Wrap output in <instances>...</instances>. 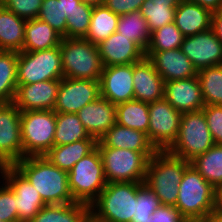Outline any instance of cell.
Returning a JSON list of instances; mask_svg holds the SVG:
<instances>
[{
	"mask_svg": "<svg viewBox=\"0 0 222 222\" xmlns=\"http://www.w3.org/2000/svg\"><path fill=\"white\" fill-rule=\"evenodd\" d=\"M14 166L38 191L46 205L75 202L69 189L68 172L56 167L44 156L24 157Z\"/></svg>",
	"mask_w": 222,
	"mask_h": 222,
	"instance_id": "cell-1",
	"label": "cell"
},
{
	"mask_svg": "<svg viewBox=\"0 0 222 222\" xmlns=\"http://www.w3.org/2000/svg\"><path fill=\"white\" fill-rule=\"evenodd\" d=\"M189 165V161L168 151H157L149 159L144 183L154 191L161 205H176L179 184Z\"/></svg>",
	"mask_w": 222,
	"mask_h": 222,
	"instance_id": "cell-2",
	"label": "cell"
},
{
	"mask_svg": "<svg viewBox=\"0 0 222 222\" xmlns=\"http://www.w3.org/2000/svg\"><path fill=\"white\" fill-rule=\"evenodd\" d=\"M138 182H112L90 205V215L101 222H131L135 214Z\"/></svg>",
	"mask_w": 222,
	"mask_h": 222,
	"instance_id": "cell-3",
	"label": "cell"
},
{
	"mask_svg": "<svg viewBox=\"0 0 222 222\" xmlns=\"http://www.w3.org/2000/svg\"><path fill=\"white\" fill-rule=\"evenodd\" d=\"M60 52L65 78L100 81L103 64L96 44L85 38H62Z\"/></svg>",
	"mask_w": 222,
	"mask_h": 222,
	"instance_id": "cell-4",
	"label": "cell"
},
{
	"mask_svg": "<svg viewBox=\"0 0 222 222\" xmlns=\"http://www.w3.org/2000/svg\"><path fill=\"white\" fill-rule=\"evenodd\" d=\"M216 189L189 165L179 184L176 207L185 219L202 220L215 211Z\"/></svg>",
	"mask_w": 222,
	"mask_h": 222,
	"instance_id": "cell-5",
	"label": "cell"
},
{
	"mask_svg": "<svg viewBox=\"0 0 222 222\" xmlns=\"http://www.w3.org/2000/svg\"><path fill=\"white\" fill-rule=\"evenodd\" d=\"M68 178L74 201L90 206L107 184L97 146L73 166L68 172Z\"/></svg>",
	"mask_w": 222,
	"mask_h": 222,
	"instance_id": "cell-6",
	"label": "cell"
},
{
	"mask_svg": "<svg viewBox=\"0 0 222 222\" xmlns=\"http://www.w3.org/2000/svg\"><path fill=\"white\" fill-rule=\"evenodd\" d=\"M214 145L204 112L200 110L182 113L178 136L167 151L190 162Z\"/></svg>",
	"mask_w": 222,
	"mask_h": 222,
	"instance_id": "cell-7",
	"label": "cell"
},
{
	"mask_svg": "<svg viewBox=\"0 0 222 222\" xmlns=\"http://www.w3.org/2000/svg\"><path fill=\"white\" fill-rule=\"evenodd\" d=\"M56 112L53 110L21 111L23 158L44 156L54 147Z\"/></svg>",
	"mask_w": 222,
	"mask_h": 222,
	"instance_id": "cell-8",
	"label": "cell"
},
{
	"mask_svg": "<svg viewBox=\"0 0 222 222\" xmlns=\"http://www.w3.org/2000/svg\"><path fill=\"white\" fill-rule=\"evenodd\" d=\"M63 77L60 45L47 50L18 52L17 84H33Z\"/></svg>",
	"mask_w": 222,
	"mask_h": 222,
	"instance_id": "cell-9",
	"label": "cell"
},
{
	"mask_svg": "<svg viewBox=\"0 0 222 222\" xmlns=\"http://www.w3.org/2000/svg\"><path fill=\"white\" fill-rule=\"evenodd\" d=\"M107 183L144 182L149 159L142 152L98 148Z\"/></svg>",
	"mask_w": 222,
	"mask_h": 222,
	"instance_id": "cell-10",
	"label": "cell"
},
{
	"mask_svg": "<svg viewBox=\"0 0 222 222\" xmlns=\"http://www.w3.org/2000/svg\"><path fill=\"white\" fill-rule=\"evenodd\" d=\"M148 105L149 141L157 151H167L178 136L182 113L165 98Z\"/></svg>",
	"mask_w": 222,
	"mask_h": 222,
	"instance_id": "cell-11",
	"label": "cell"
},
{
	"mask_svg": "<svg viewBox=\"0 0 222 222\" xmlns=\"http://www.w3.org/2000/svg\"><path fill=\"white\" fill-rule=\"evenodd\" d=\"M23 159L21 111L12 103H0V167Z\"/></svg>",
	"mask_w": 222,
	"mask_h": 222,
	"instance_id": "cell-12",
	"label": "cell"
},
{
	"mask_svg": "<svg viewBox=\"0 0 222 222\" xmlns=\"http://www.w3.org/2000/svg\"><path fill=\"white\" fill-rule=\"evenodd\" d=\"M0 173L16 196L19 222H30L46 204L38 191L14 165L1 166Z\"/></svg>",
	"mask_w": 222,
	"mask_h": 222,
	"instance_id": "cell-13",
	"label": "cell"
},
{
	"mask_svg": "<svg viewBox=\"0 0 222 222\" xmlns=\"http://www.w3.org/2000/svg\"><path fill=\"white\" fill-rule=\"evenodd\" d=\"M100 96V81L70 79L63 77L53 111L56 113H77L85 105Z\"/></svg>",
	"mask_w": 222,
	"mask_h": 222,
	"instance_id": "cell-14",
	"label": "cell"
},
{
	"mask_svg": "<svg viewBox=\"0 0 222 222\" xmlns=\"http://www.w3.org/2000/svg\"><path fill=\"white\" fill-rule=\"evenodd\" d=\"M180 49L197 71L205 67L222 65V43L212 28L184 37Z\"/></svg>",
	"mask_w": 222,
	"mask_h": 222,
	"instance_id": "cell-15",
	"label": "cell"
},
{
	"mask_svg": "<svg viewBox=\"0 0 222 222\" xmlns=\"http://www.w3.org/2000/svg\"><path fill=\"white\" fill-rule=\"evenodd\" d=\"M100 96L115 105L134 100L133 63L103 67Z\"/></svg>",
	"mask_w": 222,
	"mask_h": 222,
	"instance_id": "cell-16",
	"label": "cell"
},
{
	"mask_svg": "<svg viewBox=\"0 0 222 222\" xmlns=\"http://www.w3.org/2000/svg\"><path fill=\"white\" fill-rule=\"evenodd\" d=\"M61 79L18 84L13 103L20 111L53 110Z\"/></svg>",
	"mask_w": 222,
	"mask_h": 222,
	"instance_id": "cell-17",
	"label": "cell"
},
{
	"mask_svg": "<svg viewBox=\"0 0 222 222\" xmlns=\"http://www.w3.org/2000/svg\"><path fill=\"white\" fill-rule=\"evenodd\" d=\"M145 57L153 64L164 82L188 79L198 74L197 69L180 48L167 51H145Z\"/></svg>",
	"mask_w": 222,
	"mask_h": 222,
	"instance_id": "cell-18",
	"label": "cell"
},
{
	"mask_svg": "<svg viewBox=\"0 0 222 222\" xmlns=\"http://www.w3.org/2000/svg\"><path fill=\"white\" fill-rule=\"evenodd\" d=\"M97 46L103 67L137 63L145 57V52L134 41L118 32Z\"/></svg>",
	"mask_w": 222,
	"mask_h": 222,
	"instance_id": "cell-19",
	"label": "cell"
},
{
	"mask_svg": "<svg viewBox=\"0 0 222 222\" xmlns=\"http://www.w3.org/2000/svg\"><path fill=\"white\" fill-rule=\"evenodd\" d=\"M164 98L181 113L200 111L205 106L197 76L165 82Z\"/></svg>",
	"mask_w": 222,
	"mask_h": 222,
	"instance_id": "cell-20",
	"label": "cell"
},
{
	"mask_svg": "<svg viewBox=\"0 0 222 222\" xmlns=\"http://www.w3.org/2000/svg\"><path fill=\"white\" fill-rule=\"evenodd\" d=\"M76 114L89 135L97 141L116 124V105L101 96Z\"/></svg>",
	"mask_w": 222,
	"mask_h": 222,
	"instance_id": "cell-21",
	"label": "cell"
},
{
	"mask_svg": "<svg viewBox=\"0 0 222 222\" xmlns=\"http://www.w3.org/2000/svg\"><path fill=\"white\" fill-rule=\"evenodd\" d=\"M96 146L98 148H117L142 152L148 159L157 152L147 134L117 123L97 141Z\"/></svg>",
	"mask_w": 222,
	"mask_h": 222,
	"instance_id": "cell-22",
	"label": "cell"
},
{
	"mask_svg": "<svg viewBox=\"0 0 222 222\" xmlns=\"http://www.w3.org/2000/svg\"><path fill=\"white\" fill-rule=\"evenodd\" d=\"M133 87L135 100L152 103L164 98L165 82L146 57L133 63Z\"/></svg>",
	"mask_w": 222,
	"mask_h": 222,
	"instance_id": "cell-23",
	"label": "cell"
},
{
	"mask_svg": "<svg viewBox=\"0 0 222 222\" xmlns=\"http://www.w3.org/2000/svg\"><path fill=\"white\" fill-rule=\"evenodd\" d=\"M212 14L195 2L183 0L176 8L174 23L184 37L193 36L211 28Z\"/></svg>",
	"mask_w": 222,
	"mask_h": 222,
	"instance_id": "cell-24",
	"label": "cell"
},
{
	"mask_svg": "<svg viewBox=\"0 0 222 222\" xmlns=\"http://www.w3.org/2000/svg\"><path fill=\"white\" fill-rule=\"evenodd\" d=\"M62 36L49 24L36 18L26 21L24 43L21 51L47 50L59 46Z\"/></svg>",
	"mask_w": 222,
	"mask_h": 222,
	"instance_id": "cell-25",
	"label": "cell"
},
{
	"mask_svg": "<svg viewBox=\"0 0 222 222\" xmlns=\"http://www.w3.org/2000/svg\"><path fill=\"white\" fill-rule=\"evenodd\" d=\"M97 145L95 138L76 141L70 144L52 147L44 157L56 167L69 172L84 156Z\"/></svg>",
	"mask_w": 222,
	"mask_h": 222,
	"instance_id": "cell-26",
	"label": "cell"
},
{
	"mask_svg": "<svg viewBox=\"0 0 222 222\" xmlns=\"http://www.w3.org/2000/svg\"><path fill=\"white\" fill-rule=\"evenodd\" d=\"M26 21L0 3V50H22Z\"/></svg>",
	"mask_w": 222,
	"mask_h": 222,
	"instance_id": "cell-27",
	"label": "cell"
},
{
	"mask_svg": "<svg viewBox=\"0 0 222 222\" xmlns=\"http://www.w3.org/2000/svg\"><path fill=\"white\" fill-rule=\"evenodd\" d=\"M90 206L82 203L45 205L30 222H86Z\"/></svg>",
	"mask_w": 222,
	"mask_h": 222,
	"instance_id": "cell-28",
	"label": "cell"
},
{
	"mask_svg": "<svg viewBox=\"0 0 222 222\" xmlns=\"http://www.w3.org/2000/svg\"><path fill=\"white\" fill-rule=\"evenodd\" d=\"M149 105L130 100L116 105V123L147 134L149 139Z\"/></svg>",
	"mask_w": 222,
	"mask_h": 222,
	"instance_id": "cell-29",
	"label": "cell"
},
{
	"mask_svg": "<svg viewBox=\"0 0 222 222\" xmlns=\"http://www.w3.org/2000/svg\"><path fill=\"white\" fill-rule=\"evenodd\" d=\"M119 15L106 8L104 5L93 7L89 30L84 37L91 43L98 45L117 30Z\"/></svg>",
	"mask_w": 222,
	"mask_h": 222,
	"instance_id": "cell-30",
	"label": "cell"
},
{
	"mask_svg": "<svg viewBox=\"0 0 222 222\" xmlns=\"http://www.w3.org/2000/svg\"><path fill=\"white\" fill-rule=\"evenodd\" d=\"M190 165L217 189L222 184V145L215 144L190 161Z\"/></svg>",
	"mask_w": 222,
	"mask_h": 222,
	"instance_id": "cell-31",
	"label": "cell"
},
{
	"mask_svg": "<svg viewBox=\"0 0 222 222\" xmlns=\"http://www.w3.org/2000/svg\"><path fill=\"white\" fill-rule=\"evenodd\" d=\"M116 32L130 38L144 52L150 43L151 32L140 10L120 15Z\"/></svg>",
	"mask_w": 222,
	"mask_h": 222,
	"instance_id": "cell-32",
	"label": "cell"
},
{
	"mask_svg": "<svg viewBox=\"0 0 222 222\" xmlns=\"http://www.w3.org/2000/svg\"><path fill=\"white\" fill-rule=\"evenodd\" d=\"M18 51L0 50V103H12L17 88Z\"/></svg>",
	"mask_w": 222,
	"mask_h": 222,
	"instance_id": "cell-33",
	"label": "cell"
},
{
	"mask_svg": "<svg viewBox=\"0 0 222 222\" xmlns=\"http://www.w3.org/2000/svg\"><path fill=\"white\" fill-rule=\"evenodd\" d=\"M94 138L89 135L75 113H56L54 146Z\"/></svg>",
	"mask_w": 222,
	"mask_h": 222,
	"instance_id": "cell-34",
	"label": "cell"
},
{
	"mask_svg": "<svg viewBox=\"0 0 222 222\" xmlns=\"http://www.w3.org/2000/svg\"><path fill=\"white\" fill-rule=\"evenodd\" d=\"M202 98L205 105H222V65L198 70Z\"/></svg>",
	"mask_w": 222,
	"mask_h": 222,
	"instance_id": "cell-35",
	"label": "cell"
},
{
	"mask_svg": "<svg viewBox=\"0 0 222 222\" xmlns=\"http://www.w3.org/2000/svg\"><path fill=\"white\" fill-rule=\"evenodd\" d=\"M180 3H161L145 0L140 9L150 32L174 22L175 11Z\"/></svg>",
	"mask_w": 222,
	"mask_h": 222,
	"instance_id": "cell-36",
	"label": "cell"
},
{
	"mask_svg": "<svg viewBox=\"0 0 222 222\" xmlns=\"http://www.w3.org/2000/svg\"><path fill=\"white\" fill-rule=\"evenodd\" d=\"M184 36L175 23L164 25L151 32L146 51H167L180 48Z\"/></svg>",
	"mask_w": 222,
	"mask_h": 222,
	"instance_id": "cell-37",
	"label": "cell"
},
{
	"mask_svg": "<svg viewBox=\"0 0 222 222\" xmlns=\"http://www.w3.org/2000/svg\"><path fill=\"white\" fill-rule=\"evenodd\" d=\"M160 206V200L154 191L145 185L144 182H138L136 209L131 222L149 221Z\"/></svg>",
	"mask_w": 222,
	"mask_h": 222,
	"instance_id": "cell-38",
	"label": "cell"
},
{
	"mask_svg": "<svg viewBox=\"0 0 222 222\" xmlns=\"http://www.w3.org/2000/svg\"><path fill=\"white\" fill-rule=\"evenodd\" d=\"M93 6L80 2L66 23V38H84L89 30Z\"/></svg>",
	"mask_w": 222,
	"mask_h": 222,
	"instance_id": "cell-39",
	"label": "cell"
},
{
	"mask_svg": "<svg viewBox=\"0 0 222 222\" xmlns=\"http://www.w3.org/2000/svg\"><path fill=\"white\" fill-rule=\"evenodd\" d=\"M37 18L49 24L63 38H66L67 17L64 14L63 0H43Z\"/></svg>",
	"mask_w": 222,
	"mask_h": 222,
	"instance_id": "cell-40",
	"label": "cell"
},
{
	"mask_svg": "<svg viewBox=\"0 0 222 222\" xmlns=\"http://www.w3.org/2000/svg\"><path fill=\"white\" fill-rule=\"evenodd\" d=\"M43 0H0V3L25 20L36 19Z\"/></svg>",
	"mask_w": 222,
	"mask_h": 222,
	"instance_id": "cell-41",
	"label": "cell"
},
{
	"mask_svg": "<svg viewBox=\"0 0 222 222\" xmlns=\"http://www.w3.org/2000/svg\"><path fill=\"white\" fill-rule=\"evenodd\" d=\"M3 184V186H0V221L19 222L16 196L5 182Z\"/></svg>",
	"mask_w": 222,
	"mask_h": 222,
	"instance_id": "cell-42",
	"label": "cell"
},
{
	"mask_svg": "<svg viewBox=\"0 0 222 222\" xmlns=\"http://www.w3.org/2000/svg\"><path fill=\"white\" fill-rule=\"evenodd\" d=\"M202 110L214 143L222 145V105H205Z\"/></svg>",
	"mask_w": 222,
	"mask_h": 222,
	"instance_id": "cell-43",
	"label": "cell"
},
{
	"mask_svg": "<svg viewBox=\"0 0 222 222\" xmlns=\"http://www.w3.org/2000/svg\"><path fill=\"white\" fill-rule=\"evenodd\" d=\"M145 0H104L103 5L117 15L138 11Z\"/></svg>",
	"mask_w": 222,
	"mask_h": 222,
	"instance_id": "cell-44",
	"label": "cell"
},
{
	"mask_svg": "<svg viewBox=\"0 0 222 222\" xmlns=\"http://www.w3.org/2000/svg\"><path fill=\"white\" fill-rule=\"evenodd\" d=\"M185 220L176 207L161 205L147 222H185Z\"/></svg>",
	"mask_w": 222,
	"mask_h": 222,
	"instance_id": "cell-45",
	"label": "cell"
},
{
	"mask_svg": "<svg viewBox=\"0 0 222 222\" xmlns=\"http://www.w3.org/2000/svg\"><path fill=\"white\" fill-rule=\"evenodd\" d=\"M211 28L222 43V9L213 12Z\"/></svg>",
	"mask_w": 222,
	"mask_h": 222,
	"instance_id": "cell-46",
	"label": "cell"
},
{
	"mask_svg": "<svg viewBox=\"0 0 222 222\" xmlns=\"http://www.w3.org/2000/svg\"><path fill=\"white\" fill-rule=\"evenodd\" d=\"M207 8L212 13L222 9V0H188Z\"/></svg>",
	"mask_w": 222,
	"mask_h": 222,
	"instance_id": "cell-47",
	"label": "cell"
},
{
	"mask_svg": "<svg viewBox=\"0 0 222 222\" xmlns=\"http://www.w3.org/2000/svg\"><path fill=\"white\" fill-rule=\"evenodd\" d=\"M80 2V0H63L64 14L66 15V17H69V15L72 14V12L75 10L76 6Z\"/></svg>",
	"mask_w": 222,
	"mask_h": 222,
	"instance_id": "cell-48",
	"label": "cell"
},
{
	"mask_svg": "<svg viewBox=\"0 0 222 222\" xmlns=\"http://www.w3.org/2000/svg\"><path fill=\"white\" fill-rule=\"evenodd\" d=\"M203 222H222V212L212 211L204 219Z\"/></svg>",
	"mask_w": 222,
	"mask_h": 222,
	"instance_id": "cell-49",
	"label": "cell"
},
{
	"mask_svg": "<svg viewBox=\"0 0 222 222\" xmlns=\"http://www.w3.org/2000/svg\"><path fill=\"white\" fill-rule=\"evenodd\" d=\"M215 209L216 211L222 212V184L216 189Z\"/></svg>",
	"mask_w": 222,
	"mask_h": 222,
	"instance_id": "cell-50",
	"label": "cell"
},
{
	"mask_svg": "<svg viewBox=\"0 0 222 222\" xmlns=\"http://www.w3.org/2000/svg\"><path fill=\"white\" fill-rule=\"evenodd\" d=\"M81 2L91 5V6H98L103 5L104 0H80Z\"/></svg>",
	"mask_w": 222,
	"mask_h": 222,
	"instance_id": "cell-51",
	"label": "cell"
},
{
	"mask_svg": "<svg viewBox=\"0 0 222 222\" xmlns=\"http://www.w3.org/2000/svg\"><path fill=\"white\" fill-rule=\"evenodd\" d=\"M183 0H152V2H161V3H181Z\"/></svg>",
	"mask_w": 222,
	"mask_h": 222,
	"instance_id": "cell-52",
	"label": "cell"
},
{
	"mask_svg": "<svg viewBox=\"0 0 222 222\" xmlns=\"http://www.w3.org/2000/svg\"><path fill=\"white\" fill-rule=\"evenodd\" d=\"M86 222H101V221H98L97 219H95L94 217H92L91 215L88 216Z\"/></svg>",
	"mask_w": 222,
	"mask_h": 222,
	"instance_id": "cell-53",
	"label": "cell"
},
{
	"mask_svg": "<svg viewBox=\"0 0 222 222\" xmlns=\"http://www.w3.org/2000/svg\"><path fill=\"white\" fill-rule=\"evenodd\" d=\"M185 222H203L202 220L186 219Z\"/></svg>",
	"mask_w": 222,
	"mask_h": 222,
	"instance_id": "cell-54",
	"label": "cell"
}]
</instances>
